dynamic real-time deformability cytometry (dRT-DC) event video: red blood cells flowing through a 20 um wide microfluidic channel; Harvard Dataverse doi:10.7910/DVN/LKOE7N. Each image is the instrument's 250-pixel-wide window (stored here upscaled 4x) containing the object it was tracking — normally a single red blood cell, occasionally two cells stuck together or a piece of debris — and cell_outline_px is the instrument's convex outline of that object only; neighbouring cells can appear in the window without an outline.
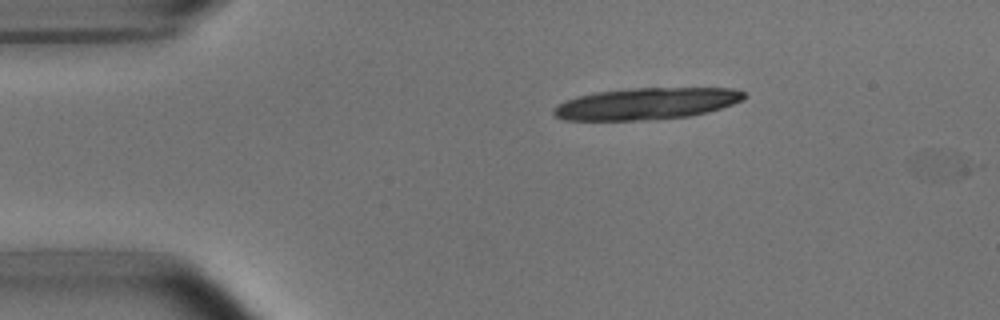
{"species": "common noctule bat (a hibernating species)", "species_latin": "Nyctalus noctula", "temperature_condition": "room temperature", "stored_images_in_passage": 3, "segment_of_instrument_passage": [2, 2], "camera_frame_rate_fps": 3000, "um_per_image_px": 0.085, "animal": {"sex": "male", "body_mass_g": 15.6}, "frame": {"image": 1, "passage_image": 3, "time_ms": 0.667, "image_size_px": [1000, 320], "cell_outline_px": [[984, 164], [980, 168], [960, 180], [932, 180], [924, 176], [908, 164], [908, 160], [932, 148]], "centroid_in_image_um": [80.17, 14.07], "position_along_channel_um": 4.8, "area_um2": 10.98}}